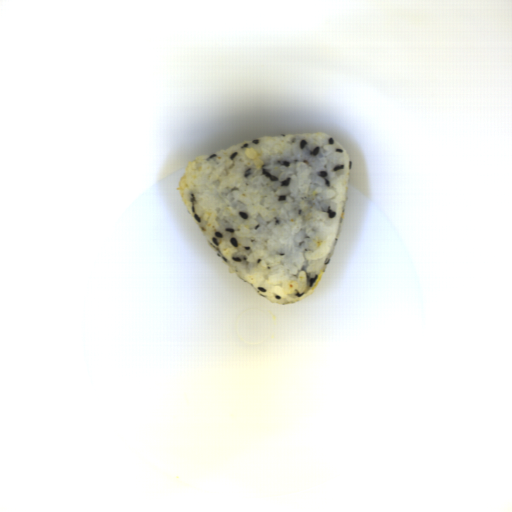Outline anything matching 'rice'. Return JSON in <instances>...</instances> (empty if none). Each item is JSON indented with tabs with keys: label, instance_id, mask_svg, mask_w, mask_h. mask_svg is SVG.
<instances>
[{
	"label": "rice",
	"instance_id": "1",
	"mask_svg": "<svg viewBox=\"0 0 512 512\" xmlns=\"http://www.w3.org/2000/svg\"><path fill=\"white\" fill-rule=\"evenodd\" d=\"M350 163L326 133L264 136L188 162L178 186L222 262L282 306L312 294L331 261Z\"/></svg>",
	"mask_w": 512,
	"mask_h": 512
}]
</instances>
